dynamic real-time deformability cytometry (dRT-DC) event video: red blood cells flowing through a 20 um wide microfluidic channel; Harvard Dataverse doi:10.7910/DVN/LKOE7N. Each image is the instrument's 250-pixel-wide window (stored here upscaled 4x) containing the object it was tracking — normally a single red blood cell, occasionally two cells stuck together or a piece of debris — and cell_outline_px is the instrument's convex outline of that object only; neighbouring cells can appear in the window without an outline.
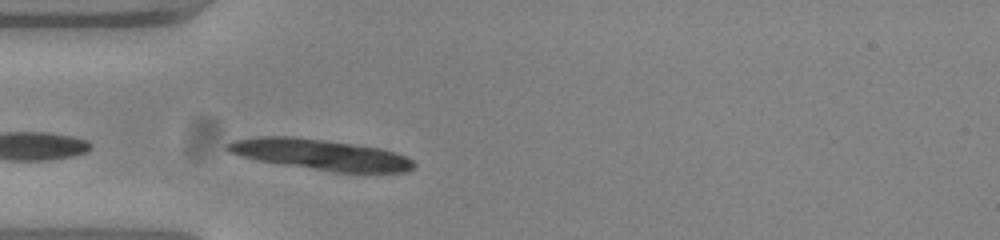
{"species": "common noctule bat (a hibernating species)", "species_latin": "Nyctalus noctula", "temperature_condition": "warm", "stored_images_in_passage": 40, "camera_frame_rate_fps": 3000, "um_per_image_px": 0.085, "animal": {"sex": "female", "body_mass_g": 23.0, "forearm_length_mm": 53.4}, "frame": {"image": 1, "passage_image": 2, "time_ms": 0.333, "image_size_px": [1000, 240], "cell_outline_px": [[416, 164], [408, 172], [332, 172], [260, 160], [240, 156], [228, 152], [224, 148], [224, 144], [232, 140], [260, 136], [292, 136], [324, 140], [380, 148], [396, 152], [412, 160]], "centroid_in_image_um": [27.2, 13.13], "position_along_channel_um": 57.8, "area_um2": 33.23}}